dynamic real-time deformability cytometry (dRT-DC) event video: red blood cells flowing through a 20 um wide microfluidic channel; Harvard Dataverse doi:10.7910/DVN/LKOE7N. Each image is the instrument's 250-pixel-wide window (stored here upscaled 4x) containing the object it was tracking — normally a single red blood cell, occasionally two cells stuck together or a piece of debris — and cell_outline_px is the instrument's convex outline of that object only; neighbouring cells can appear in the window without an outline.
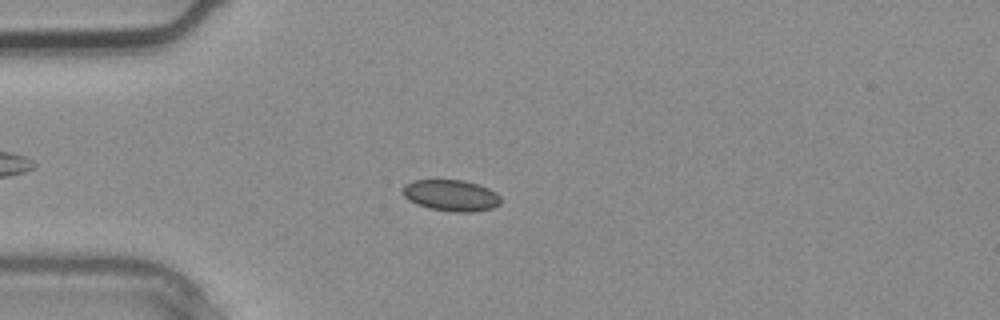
{"species": "common noctule bat (a hibernating species)", "species_latin": "Nyctalus noctula", "temperature_condition": "warm", "stored_images_in_passage": 3, "camera_frame_rate_fps": 3000, "um_per_image_px": 0.085, "animal": {"sex": "male", "body_mass_g": 20.4}, "frame": {"image": 1, "passage_image": 3, "time_ms": 0.667, "image_size_px": [1000, 320], "cell_outline_px": [[500, 204], [492, 208], [472, 212], [452, 212], [428, 208], [416, 204], [408, 200], [404, 196], [400, 188], [404, 184], [412, 180], [464, 180], [488, 188], [496, 192], [500, 196]], "centroid_in_image_um": [38.3, 16.61], "position_along_channel_um": 46.7, "area_um2": 18.09}}